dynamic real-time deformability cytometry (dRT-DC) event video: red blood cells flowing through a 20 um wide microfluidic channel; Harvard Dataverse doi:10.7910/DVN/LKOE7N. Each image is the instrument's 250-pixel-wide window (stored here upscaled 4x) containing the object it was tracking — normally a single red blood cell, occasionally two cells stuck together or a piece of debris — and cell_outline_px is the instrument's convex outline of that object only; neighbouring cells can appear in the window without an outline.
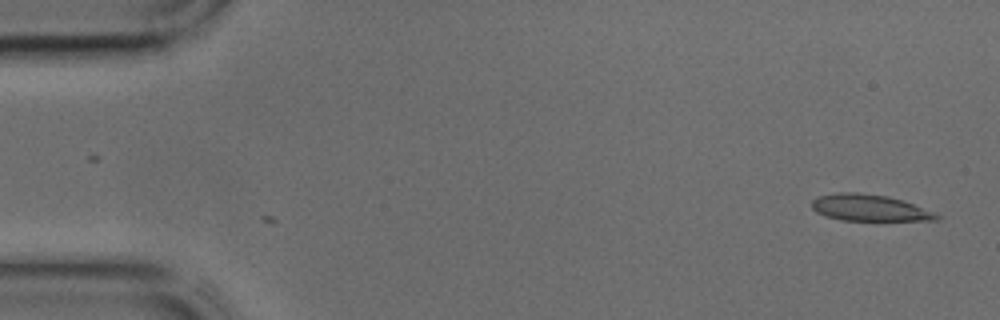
{"species": "common noctule bat (a hibernating species)", "species_latin": "Nyctalus noctula", "temperature_condition": "cold", "stored_images_in_passage": 3, "camera_frame_rate_fps": 3000, "um_per_image_px": 0.085, "animal": {"sex": "male", "body_mass_g": 17.9, "forearm_length_mm": 54.2}, "frame": {"image": 1, "passage_image": 3, "time_ms": 0.667, "image_size_px": [1000, 320], "cell_outline_px": [[940, 216], [936, 220], [840, 220], [816, 212], [812, 208], [812, 200], [820, 196], [840, 192], [856, 192], [888, 196], [904, 200], [932, 212]], "centroid_in_image_um": [73.87, 17.65], "position_along_channel_um": 11.1, "area_um2": 18.96}}